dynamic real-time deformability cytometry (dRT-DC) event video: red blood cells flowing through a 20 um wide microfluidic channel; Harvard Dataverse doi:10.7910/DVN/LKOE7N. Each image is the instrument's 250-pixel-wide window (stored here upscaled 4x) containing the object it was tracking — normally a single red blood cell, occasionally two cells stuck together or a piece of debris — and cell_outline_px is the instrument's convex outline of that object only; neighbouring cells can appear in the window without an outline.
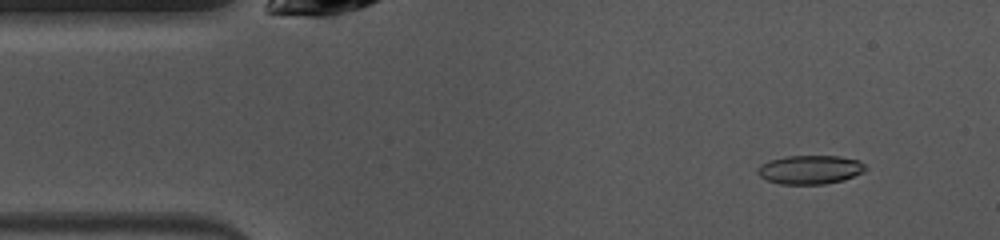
{"species": "common noctule bat (a hibernating species)", "species_latin": "Nyctalus noctula", "temperature_condition": "warm", "stored_images_in_passage": 47, "camera_frame_rate_fps": 3000, "um_per_image_px": 0.085, "animal": {"sex": "female", "body_mass_g": 10.0, "forearm_length_mm": 53.1}, "frame": {"image": 1, "passage_image": 4, "time_ms": 1.0, "image_size_px": [1000, 240], "cell_outline_px": [[868, 168], [864, 172], [844, 180], [824, 184], [780, 184], [768, 180], [760, 176], [756, 172], [756, 168], [760, 164], [768, 160], [788, 156], [840, 156], [860, 160]], "centroid_in_image_um": [68.87, 14.41], "position_along_channel_um": 16.1, "area_um2": 18.32}}
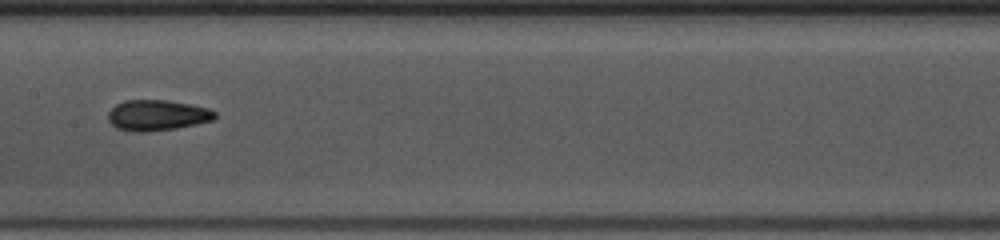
{"frame": {"image": 2, "passage_image": 22, "time_ms": 7.0, "image_size_px": [1000, 240], "cell_outline_px": [[216, 116], [212, 120], [196, 124], [176, 128], [148, 132], [132, 132], [116, 128], [108, 120], [108, 112], [116, 104], [124, 100], [168, 100], [192, 104], [208, 108], [216, 112]], "centroid_in_image_um": [13.34, 9.79], "position_along_channel_um": 194.1, "area_um2": 19.25}}
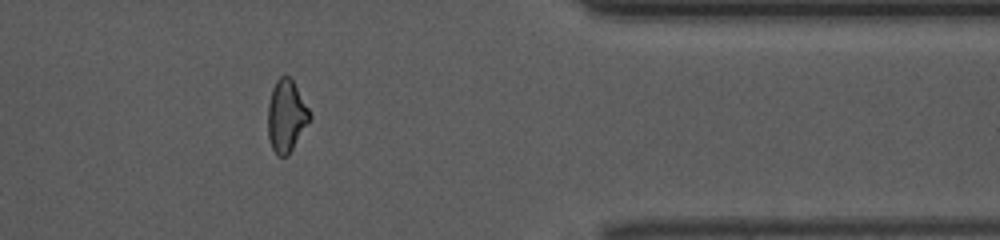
{"frame": {"image": 3, "passage_image": 38, "time_ms": 12.333, "image_size_px": [1000, 240], "cell_outline_px": [[312, 120], [288, 156], [276, 156], [272, 148], [268, 136], [268, 104], [272, 88], [276, 80], [280, 76], [288, 76], [292, 80], [312, 112]], "centroid_in_image_um": [24.37, 9.89], "position_along_channel_um": 387.0, "area_um2": 17.98}, "authors_computed_cell_mechanics": {"area_um2": 18.1492, "velocity_mm_per_s": 4.0492, "shape_relaxation_time_tau1_ms": 4.3114, "shape_relaxation_time_tau2_ms": 2.3471, "deformation_change_tau1": 0.1568, "deformation_change_tau2": 0.1028}}